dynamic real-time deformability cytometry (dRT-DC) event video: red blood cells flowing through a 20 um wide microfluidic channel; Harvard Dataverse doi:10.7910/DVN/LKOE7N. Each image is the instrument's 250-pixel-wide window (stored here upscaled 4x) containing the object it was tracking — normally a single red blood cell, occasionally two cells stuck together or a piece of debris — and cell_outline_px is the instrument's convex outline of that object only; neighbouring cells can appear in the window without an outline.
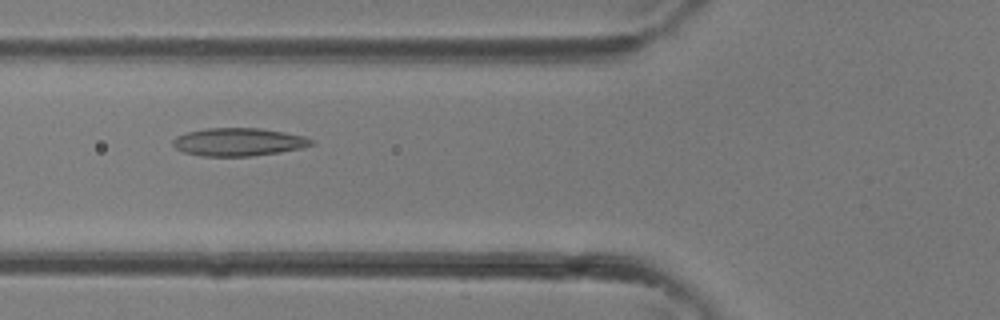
{"species": "common noctule bat (a hibernating species)", "species_latin": "Nyctalus noctula", "temperature_condition": "room temperature", "stored_images_in_passage": 34, "camera_frame_rate_fps": 3000, "um_per_image_px": 0.085, "animal": {"sex": "female"}, "frame": {"image": 1, "passage_image": 14, "time_ms": 4.333, "image_size_px": [1000, 320], "cell_outline_px": [[316, 144], [300, 148], [280, 152], [252, 156], [200, 156], [184, 152], [176, 148], [172, 144], [172, 140], [176, 136], [188, 132], [204, 128], [260, 128], [284, 132], [304, 136], [312, 140]], "centroid_in_image_um": [20.26, 12.07], "position_along_channel_um": 105.5, "area_um2": 22.6}}
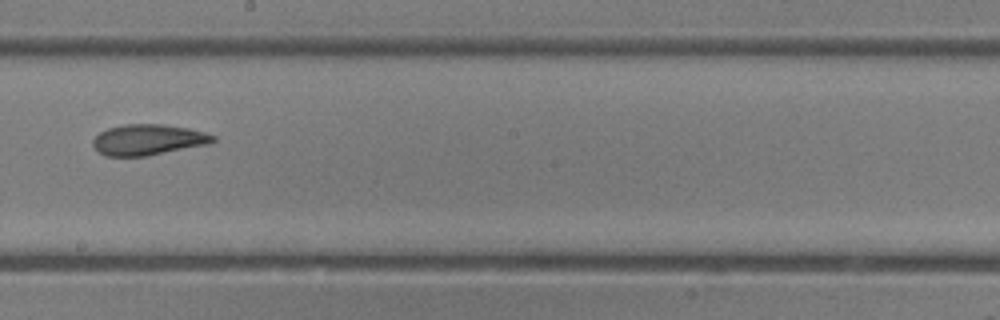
{"frame": {"image": 2, "passage_image": 21, "time_ms": 6.667, "image_size_px": [1000, 320], "cell_outline_px": [[216, 140], [208, 144], [148, 156], [104, 156], [92, 144], [92, 140], [100, 132], [108, 128], [124, 124], [164, 124], [188, 128], [204, 132], [216, 136]], "centroid_in_image_um": [12.59, 11.87], "position_along_channel_um": 235.6, "area_um2": 21.56}}
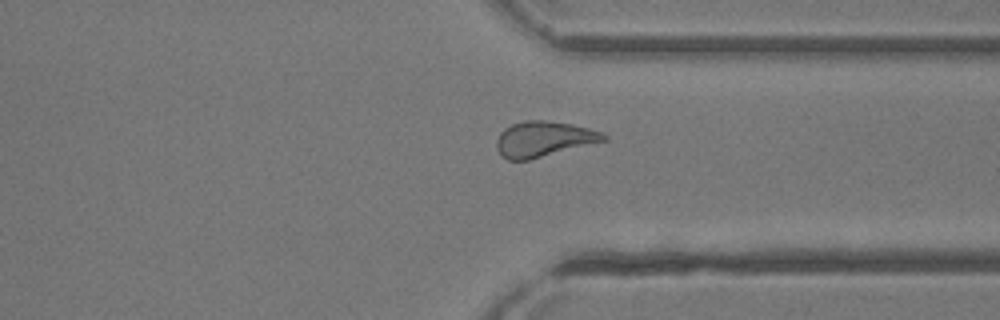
{"frame": {"image": 3, "passage_image": 28, "time_ms": 9.0, "image_size_px": [1000, 320], "cell_outline_px": [[608, 140], [528, 160], [508, 160], [500, 156], [496, 148], [496, 140], [500, 132], [504, 128], [512, 124], [524, 120], [544, 120], [572, 124], [588, 128], [600, 132], [608, 136]], "centroid_in_image_um": [46.18, 11.82], "position_along_channel_um": 365.2, "area_um2": 22.2}}